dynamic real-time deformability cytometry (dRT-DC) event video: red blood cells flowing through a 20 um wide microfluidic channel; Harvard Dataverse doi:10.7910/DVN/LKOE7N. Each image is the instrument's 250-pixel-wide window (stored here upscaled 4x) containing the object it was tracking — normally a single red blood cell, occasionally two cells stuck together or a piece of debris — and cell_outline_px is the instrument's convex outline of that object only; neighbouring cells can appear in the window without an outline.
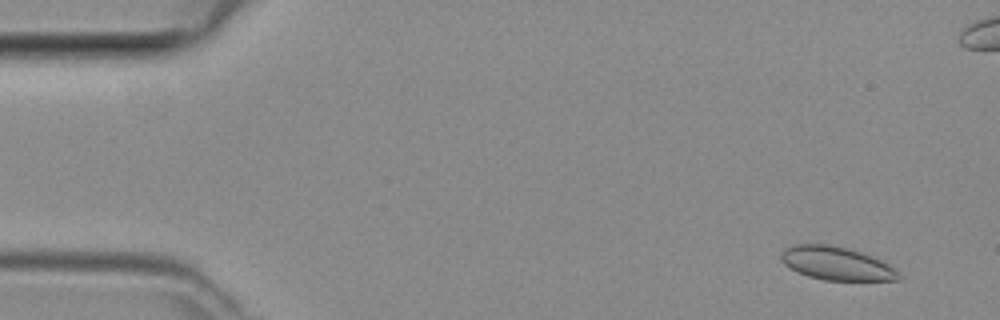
{"species": "common noctule bat (a hibernating species)", "species_latin": "Nyctalus noctula", "temperature_condition": "room temperature", "stored_images_in_passage": 14, "camera_frame_rate_fps": 3000, "um_per_image_px": 0.085, "animal": {"sex": "female", "body_mass_g": 29.2, "forearm_length_mm": 56.3}, "frame": {"image": 1, "passage_image": 3, "time_ms": 0.667, "image_size_px": [1000, 320], "cell_outline_px": [[900, 280], [824, 280], [808, 276], [796, 272], [784, 264], [780, 260], [780, 252], [784, 248], [792, 244], [828, 244], [848, 248], [872, 256], [888, 264], [900, 276]], "centroid_in_image_um": [71.01, 22.38], "position_along_channel_um": 14.0, "area_um2": 22.83}}